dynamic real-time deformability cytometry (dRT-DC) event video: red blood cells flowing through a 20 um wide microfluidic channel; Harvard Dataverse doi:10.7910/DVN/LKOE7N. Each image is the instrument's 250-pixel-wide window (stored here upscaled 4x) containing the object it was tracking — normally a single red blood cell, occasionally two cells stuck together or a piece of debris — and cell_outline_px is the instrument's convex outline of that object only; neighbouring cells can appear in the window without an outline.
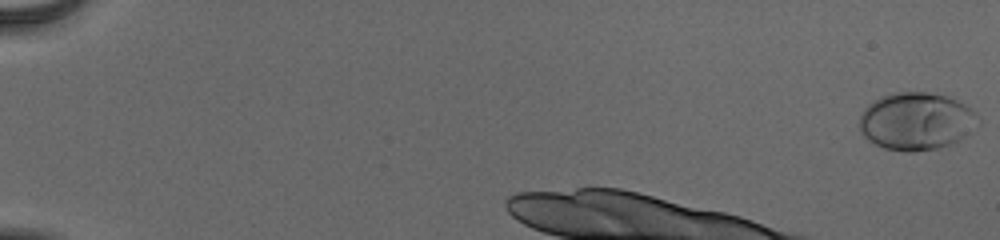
{"species": "human", "species_latin": "Homo sapiens", "temperature_condition": "cold", "stored_images_in_passage": 11, "camera_frame_rate_fps": 3000, "um_per_image_px": 0.085, "donor": {"sex": "male"}, "frame": {"image": 1, "passage_image": 1, "time_ms": 0.0, "image_size_px": [1000, 240], "cell_outline_px": [[980, 124], [968, 136], [952, 144], [936, 148], [916, 152], [908, 152], [884, 148], [868, 140], [860, 132], [860, 116], [864, 108], [872, 100], [880, 96], [896, 92], [928, 92], [948, 96], [972, 108], [976, 112], [980, 120]], "centroid_in_image_um": [77.92, 10.3], "position_along_channel_um": 7.1, "area_um2": 40.46}}